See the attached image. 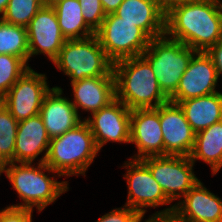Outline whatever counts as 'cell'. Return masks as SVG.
I'll use <instances>...</instances> for the list:
<instances>
[{
	"instance_id": "cell-1",
	"label": "cell",
	"mask_w": 222,
	"mask_h": 222,
	"mask_svg": "<svg viewBox=\"0 0 222 222\" xmlns=\"http://www.w3.org/2000/svg\"><path fill=\"white\" fill-rule=\"evenodd\" d=\"M165 35L206 52L222 38L221 0H187L172 6L165 16Z\"/></svg>"
},
{
	"instance_id": "cell-2",
	"label": "cell",
	"mask_w": 222,
	"mask_h": 222,
	"mask_svg": "<svg viewBox=\"0 0 222 222\" xmlns=\"http://www.w3.org/2000/svg\"><path fill=\"white\" fill-rule=\"evenodd\" d=\"M113 73L116 99L130 110L157 108L170 101L142 55L115 62Z\"/></svg>"
},
{
	"instance_id": "cell-3",
	"label": "cell",
	"mask_w": 222,
	"mask_h": 222,
	"mask_svg": "<svg viewBox=\"0 0 222 222\" xmlns=\"http://www.w3.org/2000/svg\"><path fill=\"white\" fill-rule=\"evenodd\" d=\"M44 171L61 177L45 163H37V167L33 163L8 162L3 164L0 175L3 172L6 174L20 200L23 201V203L10 205V207L32 210L37 207L40 212L69 190L67 181L58 182L55 175L48 177Z\"/></svg>"
},
{
	"instance_id": "cell-4",
	"label": "cell",
	"mask_w": 222,
	"mask_h": 222,
	"mask_svg": "<svg viewBox=\"0 0 222 222\" xmlns=\"http://www.w3.org/2000/svg\"><path fill=\"white\" fill-rule=\"evenodd\" d=\"M98 152L90 127L83 120L63 135L50 139L45 164L61 176H86Z\"/></svg>"
},
{
	"instance_id": "cell-5",
	"label": "cell",
	"mask_w": 222,
	"mask_h": 222,
	"mask_svg": "<svg viewBox=\"0 0 222 222\" xmlns=\"http://www.w3.org/2000/svg\"><path fill=\"white\" fill-rule=\"evenodd\" d=\"M71 82L100 76H114L113 62L101 47L96 35L85 39L66 40L52 61Z\"/></svg>"
},
{
	"instance_id": "cell-6",
	"label": "cell",
	"mask_w": 222,
	"mask_h": 222,
	"mask_svg": "<svg viewBox=\"0 0 222 222\" xmlns=\"http://www.w3.org/2000/svg\"><path fill=\"white\" fill-rule=\"evenodd\" d=\"M197 51L163 35L153 38L142 56L149 62L163 93L170 98Z\"/></svg>"
},
{
	"instance_id": "cell-7",
	"label": "cell",
	"mask_w": 222,
	"mask_h": 222,
	"mask_svg": "<svg viewBox=\"0 0 222 222\" xmlns=\"http://www.w3.org/2000/svg\"><path fill=\"white\" fill-rule=\"evenodd\" d=\"M95 35L113 63L142 55L151 41L141 28L123 21L115 13L106 14Z\"/></svg>"
},
{
	"instance_id": "cell-8",
	"label": "cell",
	"mask_w": 222,
	"mask_h": 222,
	"mask_svg": "<svg viewBox=\"0 0 222 222\" xmlns=\"http://www.w3.org/2000/svg\"><path fill=\"white\" fill-rule=\"evenodd\" d=\"M150 169L155 181L171 201L182 198L200 181L193 171L190 156H150L141 159Z\"/></svg>"
},
{
	"instance_id": "cell-9",
	"label": "cell",
	"mask_w": 222,
	"mask_h": 222,
	"mask_svg": "<svg viewBox=\"0 0 222 222\" xmlns=\"http://www.w3.org/2000/svg\"><path fill=\"white\" fill-rule=\"evenodd\" d=\"M46 80L45 74L37 73L30 67L0 102L18 122L36 116L40 112L44 96L51 89Z\"/></svg>"
},
{
	"instance_id": "cell-10",
	"label": "cell",
	"mask_w": 222,
	"mask_h": 222,
	"mask_svg": "<svg viewBox=\"0 0 222 222\" xmlns=\"http://www.w3.org/2000/svg\"><path fill=\"white\" fill-rule=\"evenodd\" d=\"M124 164L127 171L124 175L128 185V199L125 206L135 209L141 214L147 207H160L170 204L160 185L153 178L150 169L141 161L128 159Z\"/></svg>"
},
{
	"instance_id": "cell-11",
	"label": "cell",
	"mask_w": 222,
	"mask_h": 222,
	"mask_svg": "<svg viewBox=\"0 0 222 222\" xmlns=\"http://www.w3.org/2000/svg\"><path fill=\"white\" fill-rule=\"evenodd\" d=\"M91 116L83 120L88 123L99 151L110 141L120 144L130 142L131 110L124 103L115 99Z\"/></svg>"
},
{
	"instance_id": "cell-12",
	"label": "cell",
	"mask_w": 222,
	"mask_h": 222,
	"mask_svg": "<svg viewBox=\"0 0 222 222\" xmlns=\"http://www.w3.org/2000/svg\"><path fill=\"white\" fill-rule=\"evenodd\" d=\"M219 78L211 57L204 51H197L182 75L176 92L169 98L173 103L207 96L218 92L215 88Z\"/></svg>"
},
{
	"instance_id": "cell-13",
	"label": "cell",
	"mask_w": 222,
	"mask_h": 222,
	"mask_svg": "<svg viewBox=\"0 0 222 222\" xmlns=\"http://www.w3.org/2000/svg\"><path fill=\"white\" fill-rule=\"evenodd\" d=\"M164 141V156H190L195 144V132L180 106L171 101L158 107Z\"/></svg>"
},
{
	"instance_id": "cell-14",
	"label": "cell",
	"mask_w": 222,
	"mask_h": 222,
	"mask_svg": "<svg viewBox=\"0 0 222 222\" xmlns=\"http://www.w3.org/2000/svg\"><path fill=\"white\" fill-rule=\"evenodd\" d=\"M30 58L45 54L53 61L66 42L63 36L56 12L52 6L43 5L26 27Z\"/></svg>"
},
{
	"instance_id": "cell-15",
	"label": "cell",
	"mask_w": 222,
	"mask_h": 222,
	"mask_svg": "<svg viewBox=\"0 0 222 222\" xmlns=\"http://www.w3.org/2000/svg\"><path fill=\"white\" fill-rule=\"evenodd\" d=\"M136 145L135 160L150 156H164V141L158 107L131 110L130 142Z\"/></svg>"
},
{
	"instance_id": "cell-16",
	"label": "cell",
	"mask_w": 222,
	"mask_h": 222,
	"mask_svg": "<svg viewBox=\"0 0 222 222\" xmlns=\"http://www.w3.org/2000/svg\"><path fill=\"white\" fill-rule=\"evenodd\" d=\"M62 88L52 87L44 96L39 115L50 139L63 135L83 120L71 99L61 96Z\"/></svg>"
},
{
	"instance_id": "cell-17",
	"label": "cell",
	"mask_w": 222,
	"mask_h": 222,
	"mask_svg": "<svg viewBox=\"0 0 222 222\" xmlns=\"http://www.w3.org/2000/svg\"><path fill=\"white\" fill-rule=\"evenodd\" d=\"M178 203L174 212L185 222H222V200L197 182Z\"/></svg>"
},
{
	"instance_id": "cell-18",
	"label": "cell",
	"mask_w": 222,
	"mask_h": 222,
	"mask_svg": "<svg viewBox=\"0 0 222 222\" xmlns=\"http://www.w3.org/2000/svg\"><path fill=\"white\" fill-rule=\"evenodd\" d=\"M50 138L43 124L41 116L30 117L18 123L14 162L33 163L45 151L38 163H45Z\"/></svg>"
},
{
	"instance_id": "cell-19",
	"label": "cell",
	"mask_w": 222,
	"mask_h": 222,
	"mask_svg": "<svg viewBox=\"0 0 222 222\" xmlns=\"http://www.w3.org/2000/svg\"><path fill=\"white\" fill-rule=\"evenodd\" d=\"M71 86L74 97L71 102L78 115L80 108L92 114L116 99L115 76L85 78L71 82Z\"/></svg>"
},
{
	"instance_id": "cell-20",
	"label": "cell",
	"mask_w": 222,
	"mask_h": 222,
	"mask_svg": "<svg viewBox=\"0 0 222 222\" xmlns=\"http://www.w3.org/2000/svg\"><path fill=\"white\" fill-rule=\"evenodd\" d=\"M114 13L134 23L151 39L165 35L166 12L154 0H124Z\"/></svg>"
},
{
	"instance_id": "cell-21",
	"label": "cell",
	"mask_w": 222,
	"mask_h": 222,
	"mask_svg": "<svg viewBox=\"0 0 222 222\" xmlns=\"http://www.w3.org/2000/svg\"><path fill=\"white\" fill-rule=\"evenodd\" d=\"M185 118L197 133L222 120V93L189 98L177 103Z\"/></svg>"
},
{
	"instance_id": "cell-22",
	"label": "cell",
	"mask_w": 222,
	"mask_h": 222,
	"mask_svg": "<svg viewBox=\"0 0 222 222\" xmlns=\"http://www.w3.org/2000/svg\"><path fill=\"white\" fill-rule=\"evenodd\" d=\"M191 161L202 160L209 164L212 176L222 168V120L195 133V144L190 154Z\"/></svg>"
},
{
	"instance_id": "cell-23",
	"label": "cell",
	"mask_w": 222,
	"mask_h": 222,
	"mask_svg": "<svg viewBox=\"0 0 222 222\" xmlns=\"http://www.w3.org/2000/svg\"><path fill=\"white\" fill-rule=\"evenodd\" d=\"M58 24L66 40L85 39L95 35L86 24L78 0H60L53 4Z\"/></svg>"
},
{
	"instance_id": "cell-24",
	"label": "cell",
	"mask_w": 222,
	"mask_h": 222,
	"mask_svg": "<svg viewBox=\"0 0 222 222\" xmlns=\"http://www.w3.org/2000/svg\"><path fill=\"white\" fill-rule=\"evenodd\" d=\"M0 54L17 56L29 66L30 54L26 27L10 24L0 18Z\"/></svg>"
},
{
	"instance_id": "cell-25",
	"label": "cell",
	"mask_w": 222,
	"mask_h": 222,
	"mask_svg": "<svg viewBox=\"0 0 222 222\" xmlns=\"http://www.w3.org/2000/svg\"><path fill=\"white\" fill-rule=\"evenodd\" d=\"M18 121L0 102V162L6 164L14 162V149Z\"/></svg>"
},
{
	"instance_id": "cell-26",
	"label": "cell",
	"mask_w": 222,
	"mask_h": 222,
	"mask_svg": "<svg viewBox=\"0 0 222 222\" xmlns=\"http://www.w3.org/2000/svg\"><path fill=\"white\" fill-rule=\"evenodd\" d=\"M43 5V0H9L1 19L10 24L27 27Z\"/></svg>"
},
{
	"instance_id": "cell-27",
	"label": "cell",
	"mask_w": 222,
	"mask_h": 222,
	"mask_svg": "<svg viewBox=\"0 0 222 222\" xmlns=\"http://www.w3.org/2000/svg\"><path fill=\"white\" fill-rule=\"evenodd\" d=\"M29 68L17 56L0 54V99Z\"/></svg>"
},
{
	"instance_id": "cell-28",
	"label": "cell",
	"mask_w": 222,
	"mask_h": 222,
	"mask_svg": "<svg viewBox=\"0 0 222 222\" xmlns=\"http://www.w3.org/2000/svg\"><path fill=\"white\" fill-rule=\"evenodd\" d=\"M86 24L96 32L106 17L100 0H78Z\"/></svg>"
},
{
	"instance_id": "cell-29",
	"label": "cell",
	"mask_w": 222,
	"mask_h": 222,
	"mask_svg": "<svg viewBox=\"0 0 222 222\" xmlns=\"http://www.w3.org/2000/svg\"><path fill=\"white\" fill-rule=\"evenodd\" d=\"M140 216V212L124 205L104 214L96 222H138Z\"/></svg>"
},
{
	"instance_id": "cell-30",
	"label": "cell",
	"mask_w": 222,
	"mask_h": 222,
	"mask_svg": "<svg viewBox=\"0 0 222 222\" xmlns=\"http://www.w3.org/2000/svg\"><path fill=\"white\" fill-rule=\"evenodd\" d=\"M33 210L7 206L0 211V222H32Z\"/></svg>"
},
{
	"instance_id": "cell-31",
	"label": "cell",
	"mask_w": 222,
	"mask_h": 222,
	"mask_svg": "<svg viewBox=\"0 0 222 222\" xmlns=\"http://www.w3.org/2000/svg\"><path fill=\"white\" fill-rule=\"evenodd\" d=\"M174 209L175 205H172L161 211L155 212L152 216L150 215L146 221L144 220V222H185L174 212ZM144 216L145 213L141 214L138 222H142Z\"/></svg>"
},
{
	"instance_id": "cell-32",
	"label": "cell",
	"mask_w": 222,
	"mask_h": 222,
	"mask_svg": "<svg viewBox=\"0 0 222 222\" xmlns=\"http://www.w3.org/2000/svg\"><path fill=\"white\" fill-rule=\"evenodd\" d=\"M206 53L211 57L219 78L222 74V38L211 46Z\"/></svg>"
},
{
	"instance_id": "cell-33",
	"label": "cell",
	"mask_w": 222,
	"mask_h": 222,
	"mask_svg": "<svg viewBox=\"0 0 222 222\" xmlns=\"http://www.w3.org/2000/svg\"><path fill=\"white\" fill-rule=\"evenodd\" d=\"M106 14L114 13L124 0H100Z\"/></svg>"
},
{
	"instance_id": "cell-34",
	"label": "cell",
	"mask_w": 222,
	"mask_h": 222,
	"mask_svg": "<svg viewBox=\"0 0 222 222\" xmlns=\"http://www.w3.org/2000/svg\"><path fill=\"white\" fill-rule=\"evenodd\" d=\"M165 12L172 6L183 3L187 0H154Z\"/></svg>"
},
{
	"instance_id": "cell-35",
	"label": "cell",
	"mask_w": 222,
	"mask_h": 222,
	"mask_svg": "<svg viewBox=\"0 0 222 222\" xmlns=\"http://www.w3.org/2000/svg\"><path fill=\"white\" fill-rule=\"evenodd\" d=\"M9 0H0V18L4 14Z\"/></svg>"
},
{
	"instance_id": "cell-36",
	"label": "cell",
	"mask_w": 222,
	"mask_h": 222,
	"mask_svg": "<svg viewBox=\"0 0 222 222\" xmlns=\"http://www.w3.org/2000/svg\"><path fill=\"white\" fill-rule=\"evenodd\" d=\"M60 0H43L44 5L52 6L53 4L57 3Z\"/></svg>"
},
{
	"instance_id": "cell-37",
	"label": "cell",
	"mask_w": 222,
	"mask_h": 222,
	"mask_svg": "<svg viewBox=\"0 0 222 222\" xmlns=\"http://www.w3.org/2000/svg\"><path fill=\"white\" fill-rule=\"evenodd\" d=\"M2 166H3V164L0 162V171H1V169H2Z\"/></svg>"
}]
</instances>
